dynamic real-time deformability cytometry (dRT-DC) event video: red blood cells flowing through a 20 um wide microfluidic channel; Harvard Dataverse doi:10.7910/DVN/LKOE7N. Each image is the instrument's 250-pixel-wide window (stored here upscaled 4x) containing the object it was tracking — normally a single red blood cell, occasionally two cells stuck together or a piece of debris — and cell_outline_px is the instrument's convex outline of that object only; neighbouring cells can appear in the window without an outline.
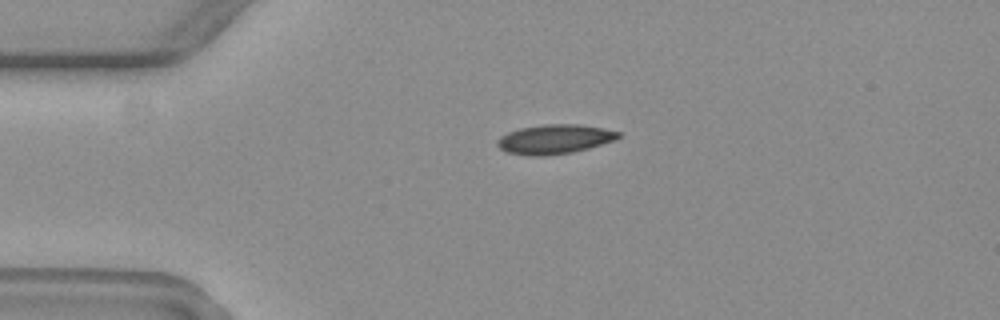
{"species": "common noctule bat (a hibernating species)", "species_latin": "Nyctalus noctula", "temperature_condition": "warm", "stored_images_in_passage": 5, "camera_frame_rate_fps": 3000, "um_per_image_px": 0.085, "animal": {"sex": "female", "body_mass_g": 19.3, "forearm_length_mm": 54.1}, "frame": {"image": 1, "passage_image": 4, "time_ms": 3.667, "image_size_px": [1000, 320], "cell_outline_px": [[620, 136], [616, 140], [588, 148], [572, 152], [544, 156], [528, 156], [504, 152], [496, 144], [496, 140], [500, 136], [508, 132], [520, 128], [544, 124], [580, 124], [604, 128], [620, 132]], "centroid_in_image_um": [47.11, 11.83], "position_along_channel_um": 37.9, "area_um2": 20.92}}